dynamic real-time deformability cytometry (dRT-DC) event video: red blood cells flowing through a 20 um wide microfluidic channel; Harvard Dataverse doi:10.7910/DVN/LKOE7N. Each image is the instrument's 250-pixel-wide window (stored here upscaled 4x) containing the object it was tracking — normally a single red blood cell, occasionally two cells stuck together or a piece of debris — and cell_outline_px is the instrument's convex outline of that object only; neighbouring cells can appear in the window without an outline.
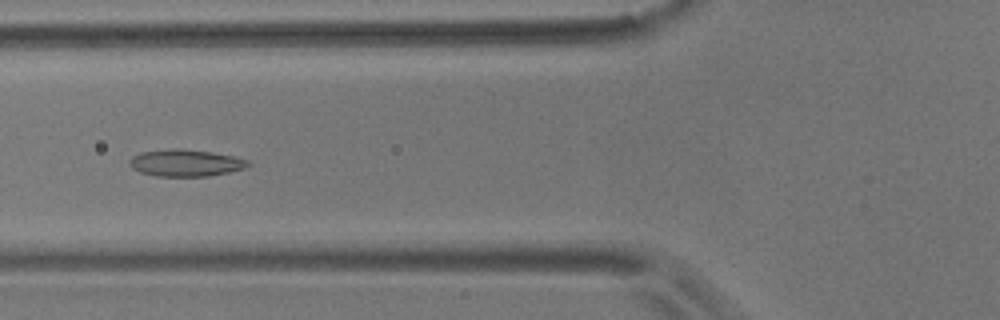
{"species": "common noctule bat (a hibernating species)", "species_latin": "Nyctalus noctula", "temperature_condition": "room temperature", "stored_images_in_passage": 24, "camera_frame_rate_fps": 3000, "um_per_image_px": 0.085, "animal": {"sex": "male", "body_mass_g": 17.9}, "frame": {"image": 1, "passage_image": 8, "time_ms": 2.333, "image_size_px": [1000, 320], "cell_outline_px": [[252, 164], [244, 168], [228, 172], [208, 176], [156, 176], [140, 172], [132, 168], [128, 164], [128, 160], [132, 156], [140, 152], [172, 148], [180, 148], [212, 152], [232, 156], [248, 160]], "centroid_in_image_um": [15.74, 13.84], "position_along_channel_um": 110.1, "area_um2": 18.67}}
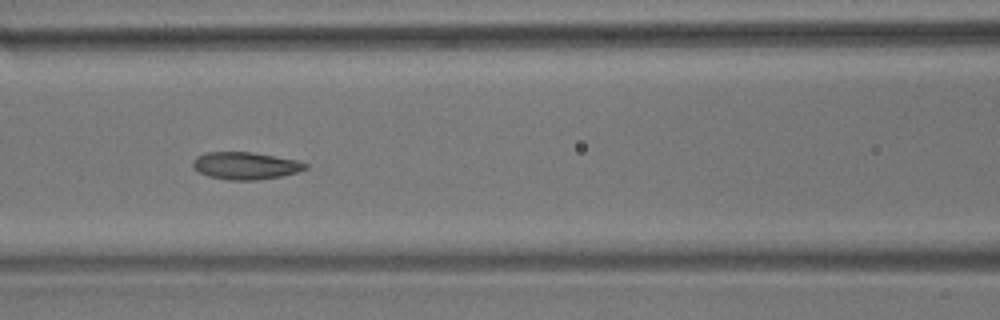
{"frame": {"image": 2, "passage_image": 11, "time_ms": 3.333, "image_size_px": [1000, 320], "cell_outline_px": [[308, 168], [296, 172], [280, 176], [256, 180], [228, 180], [208, 176], [192, 168], [192, 160], [196, 156], [204, 152], [252, 152], [296, 160], [308, 164]], "centroid_in_image_um": [20.81, 14.08], "position_along_channel_um": 145.8, "area_um2": 17.92}}
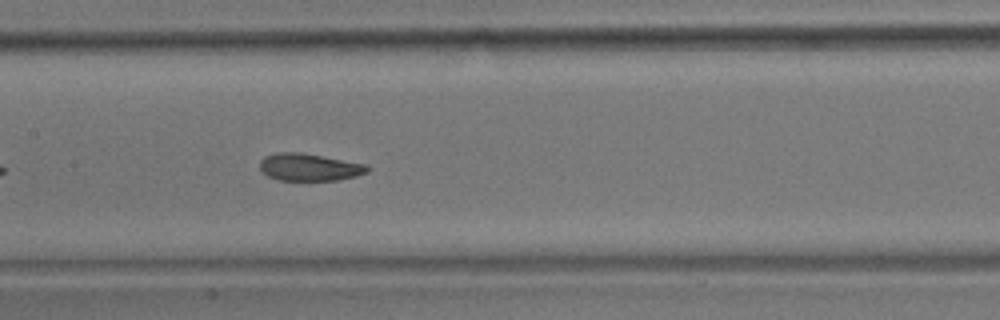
{"frame": {"image": 3, "passage_image": 14, "time_ms": 4.333, "image_size_px": [1000, 320], "cell_outline_px": [[372, 168], [368, 172], [356, 176], [336, 180], [276, 180], [268, 176], [260, 168], [260, 160], [264, 156], [276, 152], [300, 152], [368, 164]], "centroid_in_image_um": [26.32, 14.2], "position_along_channel_um": 181.1, "area_um2": 17.28}}